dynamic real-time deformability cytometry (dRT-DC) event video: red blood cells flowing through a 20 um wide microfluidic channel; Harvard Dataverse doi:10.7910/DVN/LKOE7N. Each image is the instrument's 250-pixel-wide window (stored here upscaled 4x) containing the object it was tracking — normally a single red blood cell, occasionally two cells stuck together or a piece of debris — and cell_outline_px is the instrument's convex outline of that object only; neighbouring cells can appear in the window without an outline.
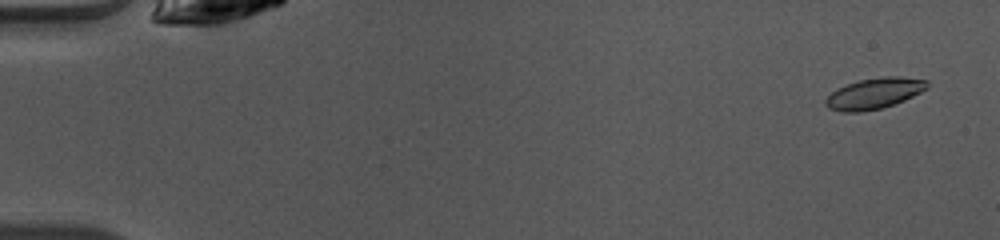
{"species": "common noctule bat (a hibernating species)", "species_latin": "Nyctalus noctula", "temperature_condition": "warm", "stored_images_in_passage": 50, "camera_frame_rate_fps": 3000, "um_per_image_px": 0.085, "animal": {"sex": "female", "body_mass_g": 10.0, "forearm_length_mm": 53.1}, "frame": {"image": 1, "passage_image": 3, "time_ms": 0.667, "image_size_px": [1000, 240], "cell_outline_px": [[928, 88], [904, 100], [880, 108], [860, 112], [840, 112], [828, 108], [824, 104], [824, 100], [836, 88], [860, 80], [884, 76], [900, 76], [928, 80]], "centroid_in_image_um": [74.29, 7.94], "position_along_channel_um": 10.7, "area_um2": 18.21}}
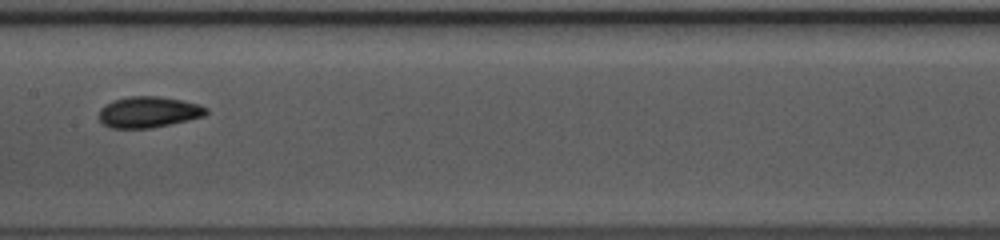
{"frame": {"image": 2, "passage_image": 26, "time_ms": 8.333, "image_size_px": [1000, 240], "cell_outline_px": [[208, 112], [204, 116], [188, 120], [152, 128], [108, 128], [100, 120], [100, 108], [112, 100], [128, 96], [156, 96], [180, 100], [200, 104], [208, 108]], "centroid_in_image_um": [12.62, 9.52], "position_along_channel_um": 194.8, "area_um2": 19.42}}
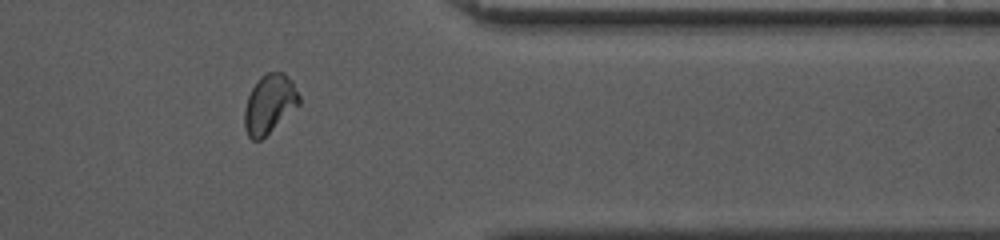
{"frame": {"image": 3, "passage_image": 41, "time_ms": 13.333, "image_size_px": [1000, 240], "cell_outline_px": [[300, 104], [260, 140], [252, 140], [248, 136], [244, 128], [244, 108], [248, 96], [252, 88], [260, 76], [268, 72], [284, 72], [292, 80], [300, 96]], "centroid_in_image_um": [22.9, 8.82], "position_along_channel_um": 388.5, "area_um2": 18.73}, "authors_computed_cell_mechanics": {"area_um2": 18.6405, "velocity_mm_per_s": 4.0931, "shape_relaxation_time_tau1_ms": 2.0783, "shape_relaxation_time_tau2_ms": 1.7571, "deformation_change_tau1": 0.1125, "deformation_change_tau2": 0.0605}}